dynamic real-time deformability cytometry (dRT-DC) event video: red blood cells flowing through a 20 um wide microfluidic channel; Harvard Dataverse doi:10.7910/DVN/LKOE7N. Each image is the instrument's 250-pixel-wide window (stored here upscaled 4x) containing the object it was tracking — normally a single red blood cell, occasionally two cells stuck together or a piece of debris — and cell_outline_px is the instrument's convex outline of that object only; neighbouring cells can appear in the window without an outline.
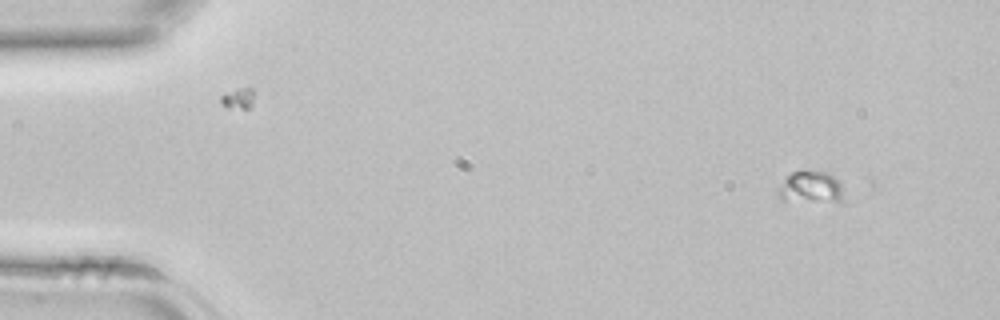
{"species": "common noctule bat (a hibernating species)", "species_latin": "Nyctalus noctula", "temperature_condition": "room temperature", "stored_images_in_passage": 41, "camera_frame_rate_fps": 3000, "um_per_image_px": 0.085, "animal": {"sex": "female", "body_mass_g": 22.7, "forearm_length_mm": 54.2}, "frame": {"image": 1, "passage_image": 2, "time_ms": 0.333, "image_size_px": [1000, 320], "cell_outline_px": [[844, 200], [784, 200], [780, 196], [780, 188], [784, 180], [792, 172], [828, 172], [840, 180]], "centroid_in_image_um": [68.98, 15.89], "position_along_channel_um": 16.0, "area_um2": 11.44}}
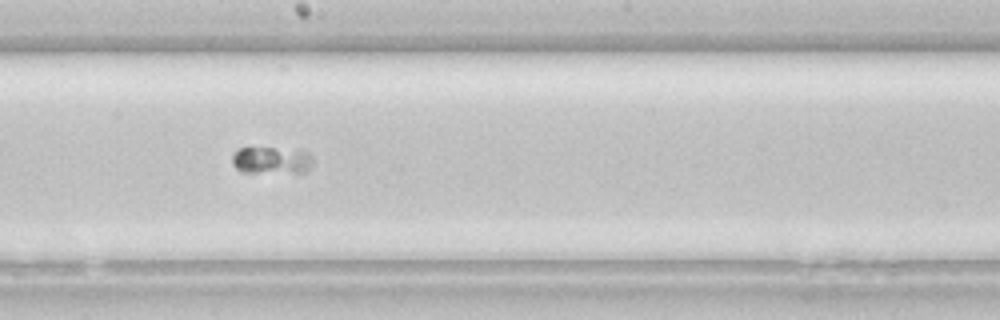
{"frame": {"image": 2, "passage_image": 22, "time_ms": 7.0, "image_size_px": [1000, 320], "cell_outline_px": [[312, 164], [304, 172], [240, 172], [232, 164], [232, 156], [240, 148], [300, 148], [308, 152], [312, 156]], "centroid_in_image_um": [23.11, 13.6], "position_along_channel_um": 225.1, "area_um2": 12.89}}
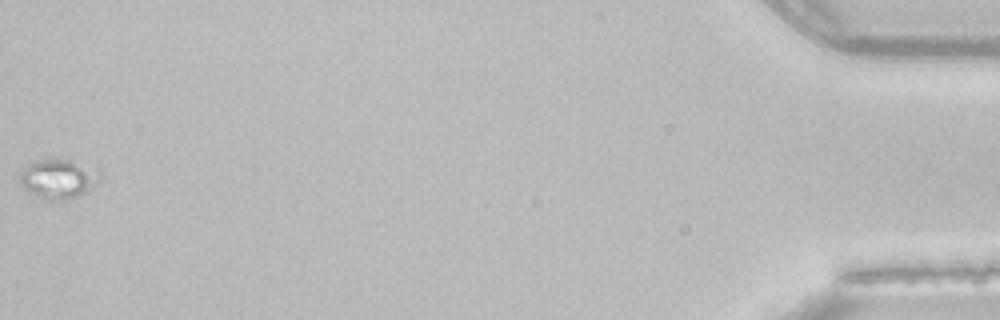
{"frame": {"image": 3, "passage_image": 41, "time_ms": 13.333, "image_size_px": [1000, 320], "cell_outline_px": [[104, 176], [88, 192], [68, 200], [48, 200], [28, 192], [20, 184], [20, 168], [28, 164], [40, 160], [68, 160], [100, 164]], "centroid_in_image_um": [5.09, 15.17], "position_along_channel_um": 430.1, "area_um2": 19.31}}